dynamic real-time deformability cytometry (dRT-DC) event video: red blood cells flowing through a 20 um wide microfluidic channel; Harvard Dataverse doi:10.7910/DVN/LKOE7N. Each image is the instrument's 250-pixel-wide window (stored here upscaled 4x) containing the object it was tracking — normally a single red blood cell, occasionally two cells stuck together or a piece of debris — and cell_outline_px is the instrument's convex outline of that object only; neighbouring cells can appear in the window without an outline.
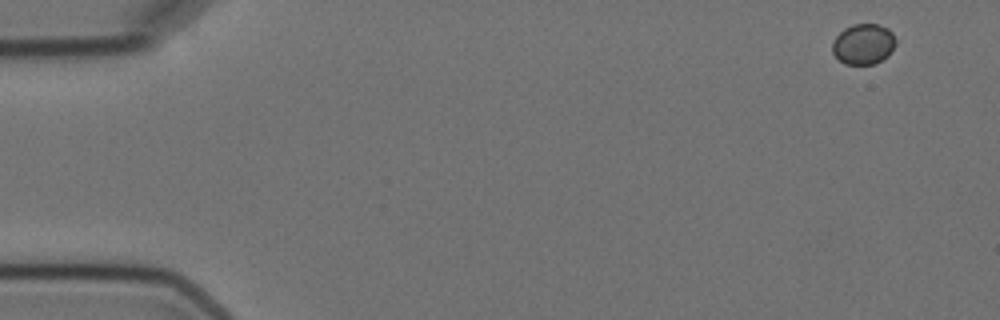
{"species": "Egyptian fruit bat (a non-hibernating species)", "species_latin": "Rousettus aegyptiacus", "temperature_condition": "cold", "stored_images_in_passage": 5, "camera_frame_rate_fps": 3000, "um_per_image_px": 0.085, "animal": {"sex": "female"}, "frame": {"image": 1, "passage_image": 1, "time_ms": 0.0, "image_size_px": [1000, 320], "cell_outline_px": [[896, 44], [888, 56], [876, 64], [844, 64], [832, 52], [832, 40], [844, 28], [852, 24], [876, 24], [888, 28], [892, 32], [896, 40]], "centroid_in_image_um": [73.39, 3.75], "position_along_channel_um": 11.6, "area_um2": 15.14}}
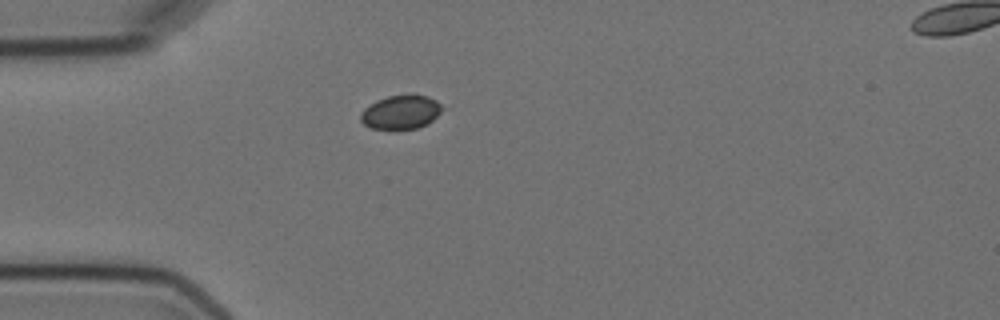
{"frame": {"image": 2, "passage_image": 5, "time_ms": 4.333, "image_size_px": [1000, 320], "cell_outline_px": [[440, 112], [428, 124], [416, 128], [372, 128], [364, 124], [360, 120], [360, 112], [364, 108], [376, 100], [388, 96], [408, 92], [428, 96], [436, 100], [440, 104]], "centroid_in_image_um": [34.05, 9.48], "position_along_channel_um": 50.9, "area_um2": 16.18}}